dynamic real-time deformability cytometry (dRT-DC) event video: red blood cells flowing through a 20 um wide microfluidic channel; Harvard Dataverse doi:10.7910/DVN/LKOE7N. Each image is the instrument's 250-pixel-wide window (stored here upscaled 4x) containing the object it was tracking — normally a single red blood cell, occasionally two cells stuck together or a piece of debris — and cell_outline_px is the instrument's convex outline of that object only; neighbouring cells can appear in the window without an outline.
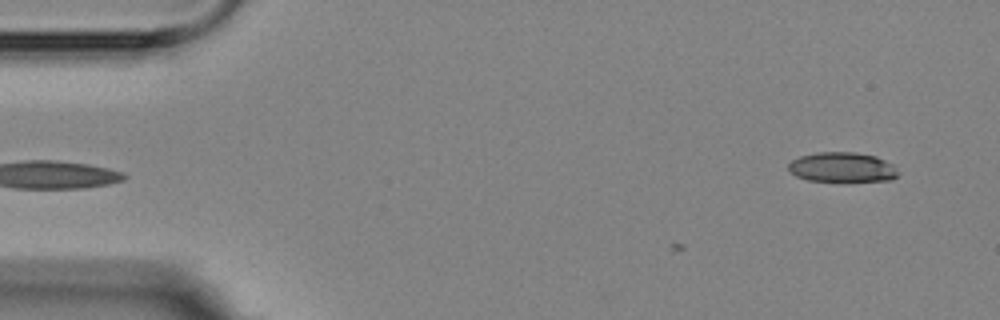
{"species": "Egyptian fruit bat (a non-hibernating species)", "species_latin": "Rousettus aegyptiacus", "temperature_condition": "room temperature", "stored_images_in_passage": 4, "camera_frame_rate_fps": 3000, "um_per_image_px": 0.085, "animal": {"sex": "female"}, "frame": {"image": 1, "passage_image": 1, "time_ms": 0.0, "image_size_px": [1000, 320], "cell_outline_px": [[896, 176], [892, 180], [848, 184], [808, 180], [796, 176], [788, 168], [788, 164], [792, 160], [800, 156], [820, 152], [856, 152], [876, 156], [892, 164], [896, 172]], "centroid_in_image_um": [71.6, 14.27], "position_along_channel_um": 13.4, "area_um2": 19.77}}
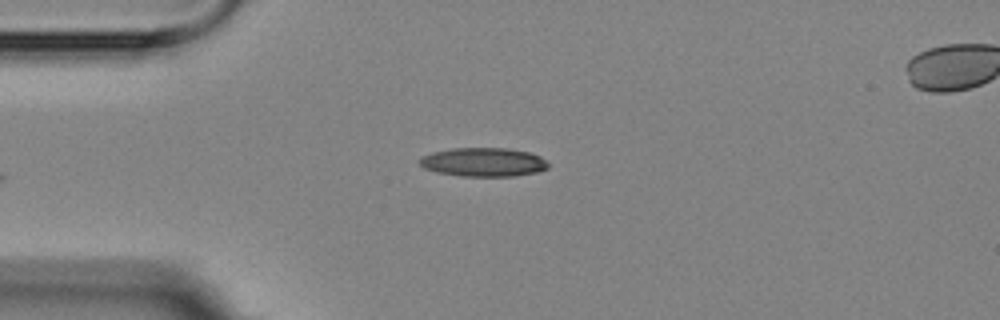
{"frame": {"image": 2, "passage_image": 4, "time_ms": 3.333, "image_size_px": [1000, 320], "cell_outline_px": [[548, 168], [536, 172], [516, 176], [460, 176], [436, 172], [424, 168], [420, 164], [420, 156], [432, 152], [452, 148], [508, 148], [528, 152], [540, 156], [548, 164]], "centroid_in_image_um": [41.07, 13.78], "position_along_channel_um": 43.9, "area_um2": 21.62}}